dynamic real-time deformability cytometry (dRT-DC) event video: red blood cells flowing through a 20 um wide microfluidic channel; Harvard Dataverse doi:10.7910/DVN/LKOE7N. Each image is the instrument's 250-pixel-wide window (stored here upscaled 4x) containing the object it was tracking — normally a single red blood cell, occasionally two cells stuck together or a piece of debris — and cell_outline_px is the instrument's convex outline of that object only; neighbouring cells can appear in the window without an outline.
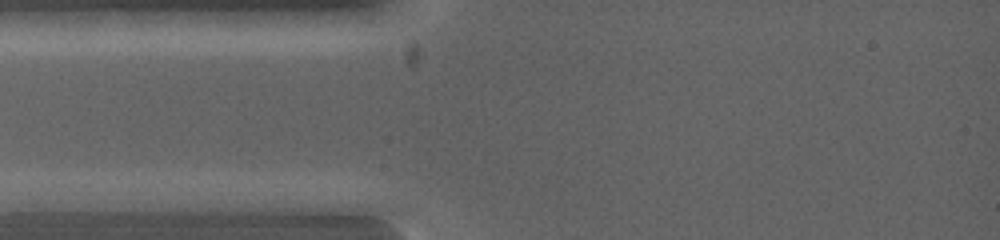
{"species": "common noctule bat (a hibernating species)", "species_latin": "Nyctalus noctula", "temperature_condition": "warm", "stored_images_in_passage": 4, "camera_frame_rate_fps": 5000, "um_per_image_px": 0.085, "animal": {"sex": "female", "body_mass_g": 19.0, "forearm_length_mm": 53.3}, "frame": {"image": 1, "passage_image": 1, "time_ms": 0.0, "image_size_px": [1000, 240], "cell_outline_px": [[124, 200], [112, 212], [16, 212], [16, 200], [80, 192], [88, 192]], "centroid_in_image_um": [5.89, 17.3], "position_along_channel_um": 79.1, "area_um2": 12.2}}